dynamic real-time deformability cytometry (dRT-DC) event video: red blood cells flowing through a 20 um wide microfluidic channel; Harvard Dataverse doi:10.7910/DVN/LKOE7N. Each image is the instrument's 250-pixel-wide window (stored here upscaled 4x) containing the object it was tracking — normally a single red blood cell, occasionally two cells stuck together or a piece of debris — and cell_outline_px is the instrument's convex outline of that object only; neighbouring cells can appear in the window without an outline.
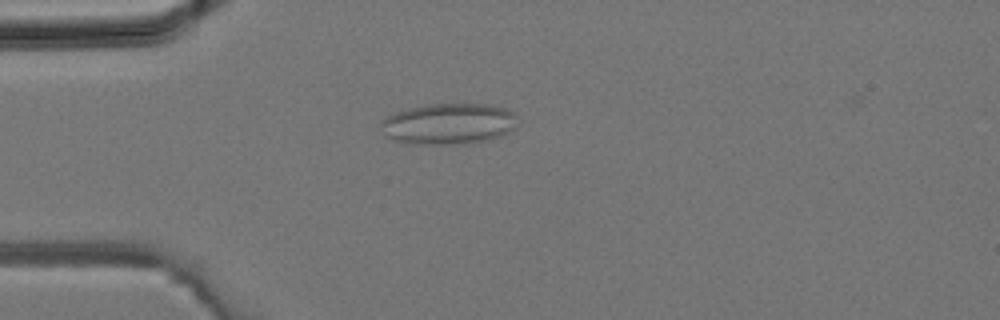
{"species": "common noctule bat (a hibernating species)", "species_latin": "Nyctalus noctula", "temperature_condition": "room temperature", "stored_images_in_passage": 3, "camera_frame_rate_fps": 3000, "um_per_image_px": 0.085, "animal": {"sex": "male", "body_mass_g": 19.2, "forearm_length_mm": 51.8}, "frame": {"image": 1, "passage_image": 3, "time_ms": 0.667, "image_size_px": [1000, 320], "cell_outline_px": [[516, 116], [512, 128], [508, 132], [500, 136], [488, 140], [464, 144], [416, 144], [396, 140], [384, 136], [380, 124], [380, 120], [396, 112], [408, 108], [428, 104], [484, 104], [504, 108], [512, 112]], "centroid_in_image_um": [38.08, 10.53], "position_along_channel_um": 46.9, "area_um2": 32.48}}